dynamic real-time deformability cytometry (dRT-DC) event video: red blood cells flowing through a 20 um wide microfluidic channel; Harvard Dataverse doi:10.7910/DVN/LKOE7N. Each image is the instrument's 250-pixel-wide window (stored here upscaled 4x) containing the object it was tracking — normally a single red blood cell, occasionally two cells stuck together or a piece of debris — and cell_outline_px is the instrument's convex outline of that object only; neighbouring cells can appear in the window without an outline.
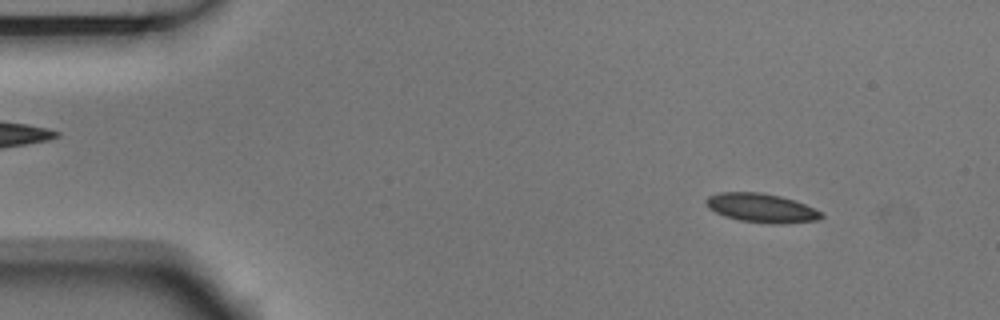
{"species": "Egyptian fruit bat (a non-hibernating species)", "species_latin": "Rousettus aegyptiacus", "temperature_condition": "room temperature", "stored_images_in_passage": 53, "camera_frame_rate_fps": 3000, "um_per_image_px": 0.085, "animal": {"sex": "male"}, "frame": {"image": 1, "passage_image": 6, "time_ms": 1.667, "image_size_px": [1000, 320], "cell_outline_px": [[824, 216], [820, 220], [776, 224], [740, 220], [724, 216], [708, 208], [704, 200], [708, 196], [720, 192], [760, 192], [780, 196], [796, 200], [820, 212]], "centroid_in_image_um": [64.7, 17.67], "position_along_channel_um": 20.3, "area_um2": 19.36}}
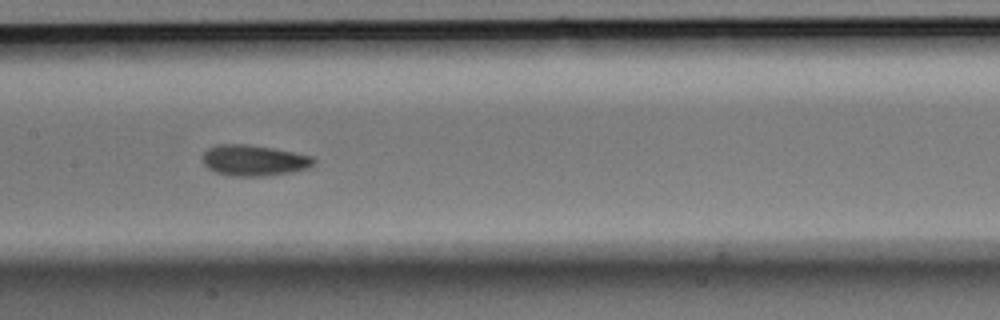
{"frame": {"image": 2, "passage_image": 26, "time_ms": 8.333, "image_size_px": [1000, 320], "cell_outline_px": [[316, 160], [312, 164], [304, 168], [292, 172], [260, 176], [232, 176], [216, 172], [208, 168], [200, 160], [200, 156], [208, 148], [216, 144], [244, 144], [272, 148], [312, 156]], "centroid_in_image_um": [21.5, 13.62], "position_along_channel_um": 185.9, "area_um2": 19.88}}
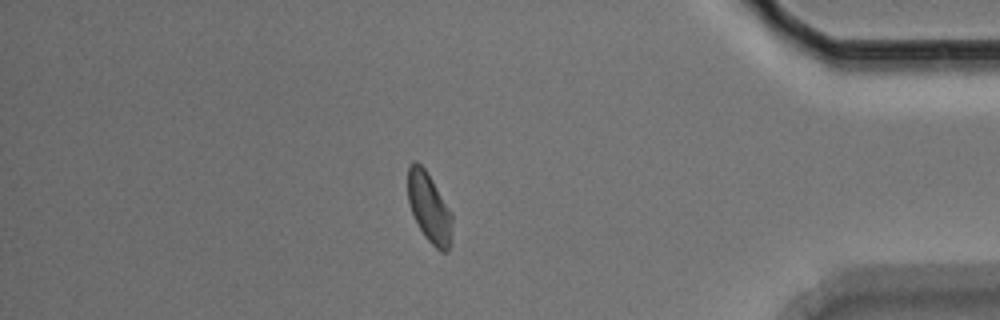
{"frame": {"image": 3, "passage_image": 46, "time_ms": 15.0, "image_size_px": [1000, 320], "cell_outline_px": [[452, 220], [448, 252], [440, 252], [424, 236], [412, 212], [408, 200], [408, 164], [412, 160], [416, 160], [424, 168], [432, 180], [452, 212]], "centroid_in_image_um": [36.47, 17.62], "position_along_channel_um": 398.7, "area_um2": 17.8}, "authors_computed_cell_mechanics": {"area_um2": 19.1896, "velocity_mm_per_s": 3.7204, "shape_relaxation_time_tau1_ms": 4.6921, "shape_relaxation_time_tau2_ms": 3.0099, "deformation_change_tau1": 0.0945, "deformation_change_tau2": 0.0769}}